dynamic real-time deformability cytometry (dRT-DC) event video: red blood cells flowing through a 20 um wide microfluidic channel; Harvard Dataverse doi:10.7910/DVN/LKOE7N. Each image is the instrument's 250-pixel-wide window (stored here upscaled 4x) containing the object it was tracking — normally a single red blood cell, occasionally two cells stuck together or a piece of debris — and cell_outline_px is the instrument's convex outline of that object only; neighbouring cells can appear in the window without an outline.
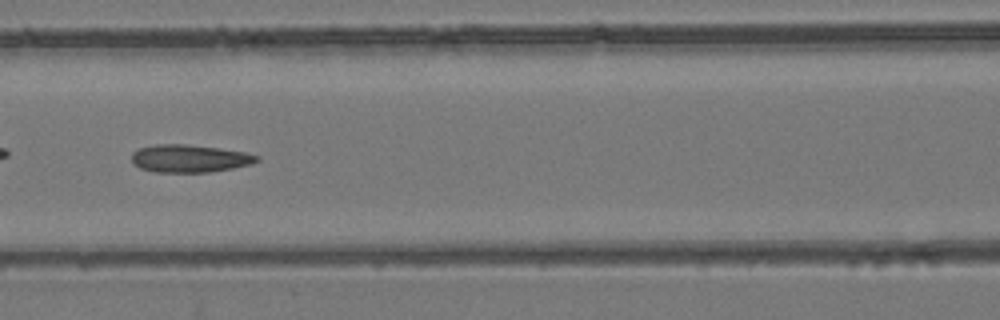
{"species": "common noctule bat (a hibernating species)", "species_latin": "Nyctalus noctula", "temperature_condition": "room temperature", "stored_images_in_passage": 52, "camera_frame_rate_fps": 3000, "um_per_image_px": 0.085, "animal": {"sex": "female", "body_mass_g": 24.6, "forearm_length_mm": 56.2}, "frame": {"image": 1, "passage_image": 23, "time_ms": 7.333, "image_size_px": [1000, 320], "cell_outline_px": [[260, 160], [252, 164], [212, 172], [152, 172], [140, 168], [132, 160], [132, 152], [140, 148], [156, 144], [184, 144], [220, 148], [244, 152], [260, 156]], "centroid_in_image_um": [16.14, 13.47], "position_along_channel_um": 150.5, "area_um2": 20.23}}
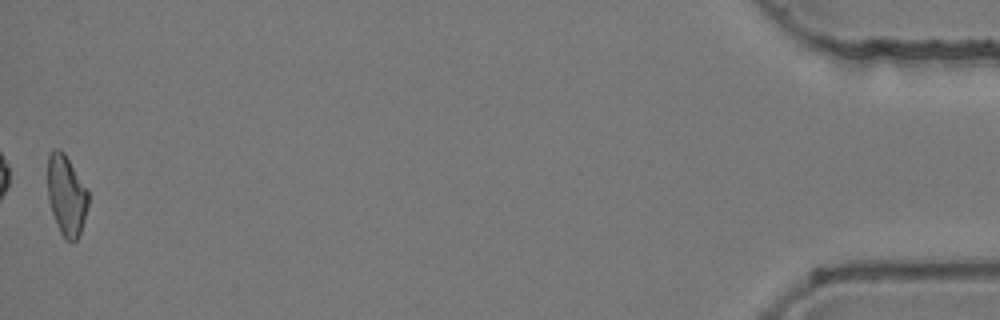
{"frame": {"image": 2, "passage_image": 52, "time_ms": 17.0, "image_size_px": [1000, 320], "cell_outline_px": [[88, 204], [84, 220], [80, 232], [76, 240], [72, 244], [60, 232], [56, 224], [48, 200], [48, 156], [52, 148], [60, 148], [64, 152], [88, 192]], "centroid_in_image_um": [5.62, 16.59], "position_along_channel_um": 429.6, "area_um2": 18.84}, "authors_computed_cell_mechanics": {"area_um2": 19.9988, "velocity_mm_per_s": 3.9266, "shape_relaxation_time_tau1_ms": null, "shape_relaxation_time_tau2_ms": 9.2362, "deformation_change_tau1": null, "deformation_change_tau2": 0.2067}}